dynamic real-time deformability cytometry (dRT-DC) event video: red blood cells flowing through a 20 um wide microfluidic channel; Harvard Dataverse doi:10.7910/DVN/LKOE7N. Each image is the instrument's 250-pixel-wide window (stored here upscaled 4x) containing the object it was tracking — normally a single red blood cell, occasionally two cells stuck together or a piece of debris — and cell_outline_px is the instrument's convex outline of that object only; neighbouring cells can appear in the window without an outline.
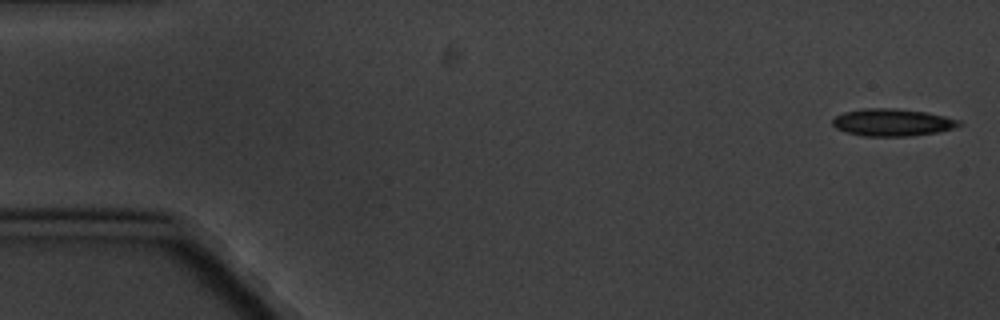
{"species": "common noctule bat (a hibernating species)", "species_latin": "Nyctalus noctula", "temperature_condition": "cold", "stored_images_in_passage": 8, "camera_frame_rate_fps": 3000, "um_per_image_px": 0.085, "animal": {"sex": "male", "body_mass_g": 20.1, "forearm_length_mm": 53.5}, "frame": {"image": 1, "passage_image": 1, "time_ms": 0.0, "image_size_px": [1000, 320], "cell_outline_px": [[964, 124], [940, 132], [908, 136], [864, 136], [848, 132], [836, 128], [832, 124], [832, 120], [836, 116], [844, 112], [864, 108], [892, 108], [924, 112], [944, 116], [960, 120]], "centroid_in_image_um": [75.86, 10.4], "position_along_channel_um": 9.1, "area_um2": 20.0}}
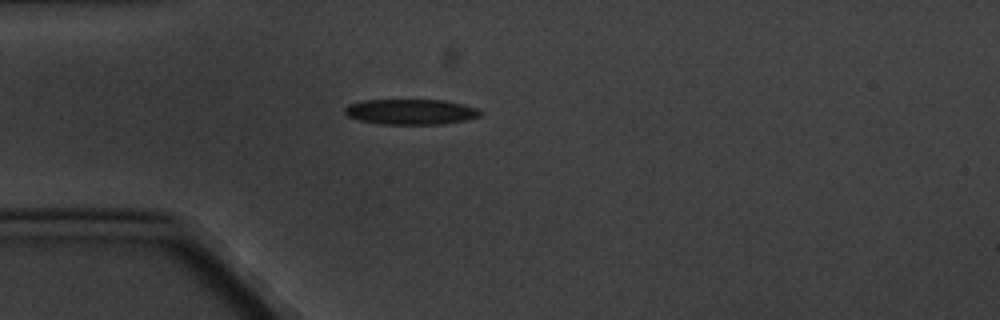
{"frame": {"image": 2, "passage_image": 5, "time_ms": 4.667, "image_size_px": [1000, 320], "cell_outline_px": [[484, 112], [480, 116], [464, 120], [440, 124], [380, 124], [360, 120], [348, 116], [344, 112], [344, 108], [348, 104], [364, 100], [444, 100], [464, 104], [476, 108]], "centroid_in_image_um": [34.92, 9.5], "position_along_channel_um": 50.1, "area_um2": 20.06}}